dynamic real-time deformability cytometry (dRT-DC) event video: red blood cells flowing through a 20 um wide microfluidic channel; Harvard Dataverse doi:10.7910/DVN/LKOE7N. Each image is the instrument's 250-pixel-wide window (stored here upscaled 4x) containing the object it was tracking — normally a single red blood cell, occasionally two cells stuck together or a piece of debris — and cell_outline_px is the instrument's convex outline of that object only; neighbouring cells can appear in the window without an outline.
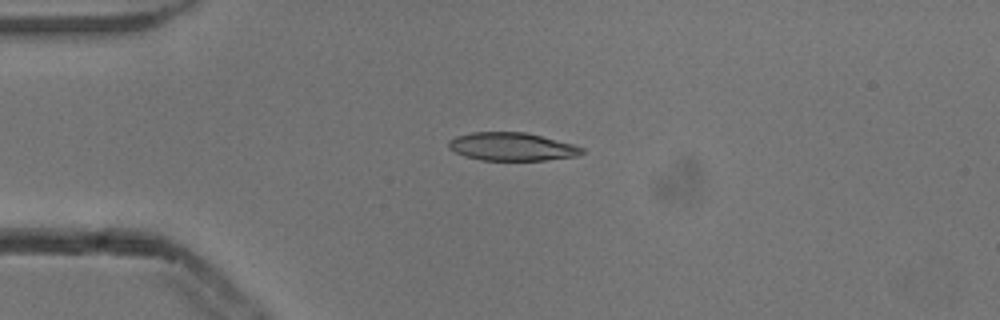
{"species": "common noctule bat (a hibernating species)", "species_latin": "Nyctalus noctula", "temperature_condition": "cold", "stored_images_in_passage": 4, "camera_frame_rate_fps": 3000, "um_per_image_px": 0.085, "animal": {"sex": "male", "body_mass_g": 13.3}, "frame": {"image": 1, "passage_image": 4, "time_ms": 1.0, "image_size_px": [1000, 320], "cell_outline_px": [[584, 152], [576, 156], [544, 160], [480, 160], [464, 156], [448, 148], [448, 140], [456, 136], [472, 132], [524, 132], [572, 144], [584, 148]], "centroid_in_image_um": [43.46, 12.47], "position_along_channel_um": 41.5, "area_um2": 21.68}}